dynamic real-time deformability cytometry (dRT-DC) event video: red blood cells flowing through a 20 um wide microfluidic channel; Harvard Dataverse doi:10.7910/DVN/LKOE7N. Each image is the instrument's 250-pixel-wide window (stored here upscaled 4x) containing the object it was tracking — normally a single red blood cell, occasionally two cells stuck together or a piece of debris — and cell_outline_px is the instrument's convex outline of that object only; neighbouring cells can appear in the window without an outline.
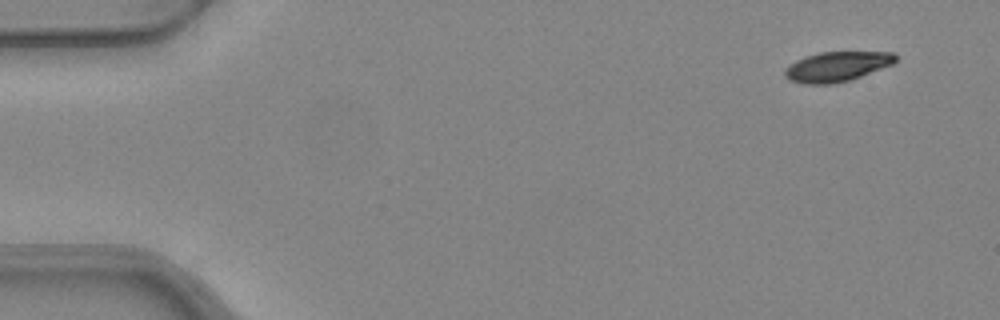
{"species": "common noctule bat (a hibernating species)", "species_latin": "Nyctalus noctula", "temperature_condition": "warm", "stored_images_in_passage": 2, "camera_frame_rate_fps": 3000, "um_per_image_px": 0.085, "animal": {"sex": "female", "body_mass_g": 24.6, "forearm_length_mm": 56.2}, "frame": {"image": 1, "passage_image": 1, "time_ms": 0.0, "image_size_px": [1000, 320], "cell_outline_px": [[896, 60], [892, 64], [860, 76], [848, 80], [832, 84], [804, 84], [788, 80], [784, 76], [784, 68], [788, 64], [804, 56], [820, 52], [892, 52], [896, 56]], "centroid_in_image_um": [71.05, 5.66], "position_along_channel_um": 13.9, "area_um2": 19.25}}